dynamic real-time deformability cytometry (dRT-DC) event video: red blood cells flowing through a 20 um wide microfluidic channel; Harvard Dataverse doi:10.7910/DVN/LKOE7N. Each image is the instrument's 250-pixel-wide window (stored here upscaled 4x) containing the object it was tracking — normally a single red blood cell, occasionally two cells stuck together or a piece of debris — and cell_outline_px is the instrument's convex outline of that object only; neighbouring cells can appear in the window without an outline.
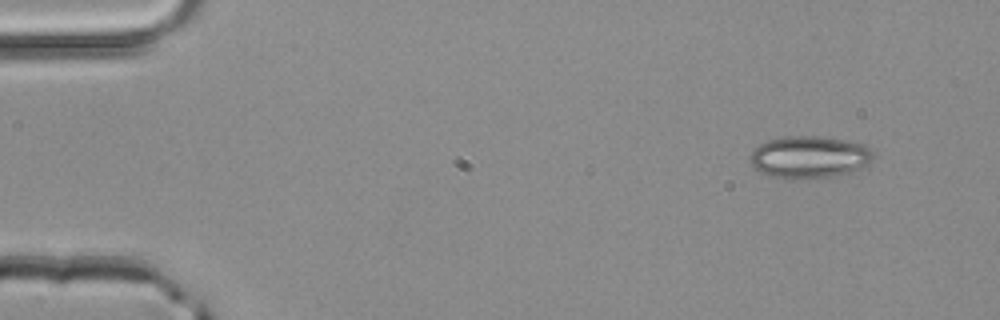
{"species": "common noctule bat (a hibernating species)", "species_latin": "Nyctalus noctula", "temperature_condition": "room temperature", "stored_images_in_passage": 2, "camera_frame_rate_fps": 3000, "um_per_image_px": 0.085, "animal": {"sex": "male", "body_mass_g": 20.4}, "frame": {"image": 1, "passage_image": 1, "time_ms": 0.0, "image_size_px": [1000, 320], "cell_outline_px": [[876, 156], [868, 164], [860, 168], [836, 176], [796, 180], [792, 180], [768, 176], [760, 172], [748, 164], [748, 156], [752, 148], [768, 140], [784, 136], [816, 136], [844, 140], [864, 144]], "centroid_in_image_um": [68.71, 13.37], "position_along_channel_um": 16.3, "area_um2": 30.92}}